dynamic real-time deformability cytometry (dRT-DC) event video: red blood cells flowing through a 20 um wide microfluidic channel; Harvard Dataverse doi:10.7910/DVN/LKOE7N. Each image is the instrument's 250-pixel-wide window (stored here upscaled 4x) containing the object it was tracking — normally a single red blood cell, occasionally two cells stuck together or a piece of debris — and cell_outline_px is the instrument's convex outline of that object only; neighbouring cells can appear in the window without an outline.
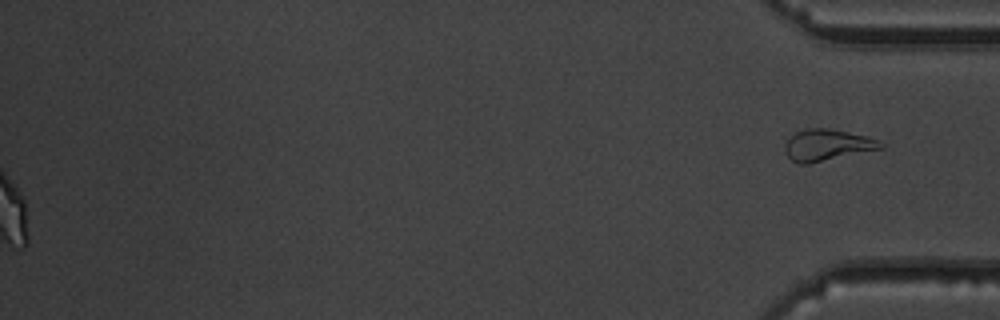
{"species": "common noctule bat (a hibernating species)", "species_latin": "Nyctalus noctula", "temperature_condition": "warm", "stored_images_in_passage": 52, "segment_of_instrument_passage": [2, 2], "camera_frame_rate_fps": 3000, "um_per_image_px": 0.085, "animal": {"sex": "male", "body_mass_g": 19.5, "forearm_length_mm": 54.6}, "frame": {"image": 1, "passage_image": 52, "time_ms": 17.0, "image_size_px": [1000, 320], "cell_outline_px": [[884, 148], [808, 164], [800, 164], [792, 160], [788, 156], [784, 148], [784, 144], [796, 132], [808, 128], [828, 128], [868, 136], [880, 140], [884, 144]], "centroid_in_image_um": [70.34, 12.33], "position_along_channel_um": 364.9, "area_um2": 17.51}}